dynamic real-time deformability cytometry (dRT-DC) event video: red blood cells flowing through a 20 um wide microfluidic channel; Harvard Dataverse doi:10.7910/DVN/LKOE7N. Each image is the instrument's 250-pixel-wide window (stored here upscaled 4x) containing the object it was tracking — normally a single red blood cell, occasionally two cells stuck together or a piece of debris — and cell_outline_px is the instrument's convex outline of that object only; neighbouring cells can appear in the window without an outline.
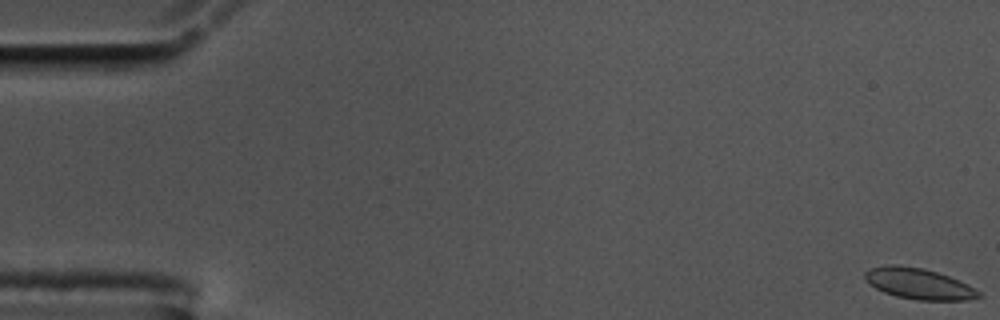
{"species": "common noctule bat (a hibernating species)", "species_latin": "Nyctalus noctula", "temperature_condition": "cold", "stored_images_in_passage": 31, "camera_frame_rate_fps": 3000, "um_per_image_px": 0.085, "animal": {"sex": "male", "body_mass_g": 17.5, "forearm_length_mm": 52.3}, "frame": {"image": 1, "passage_image": 1, "time_ms": 0.0, "image_size_px": [1000, 320], "cell_outline_px": [[980, 296], [968, 300], [916, 300], [896, 296], [884, 292], [868, 284], [864, 276], [864, 272], [872, 268], [888, 264], [896, 264], [924, 268], [948, 276], [968, 284], [980, 292]], "centroid_in_image_um": [78.07, 24.11], "position_along_channel_um": 6.9, "area_um2": 20.46}}
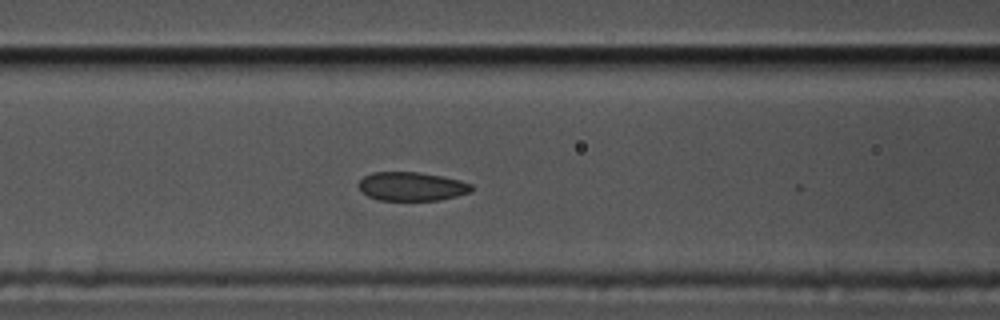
{"frame": {"image": 2, "passage_image": 24, "time_ms": 7.667, "image_size_px": [1000, 320], "cell_outline_px": [[472, 192], [440, 200], [380, 200], [368, 196], [356, 184], [364, 176], [372, 172], [416, 172], [440, 176], [460, 180], [472, 184]], "centroid_in_image_um": [34.99, 15.84], "position_along_channel_um": 131.6, "area_um2": 18.84}}
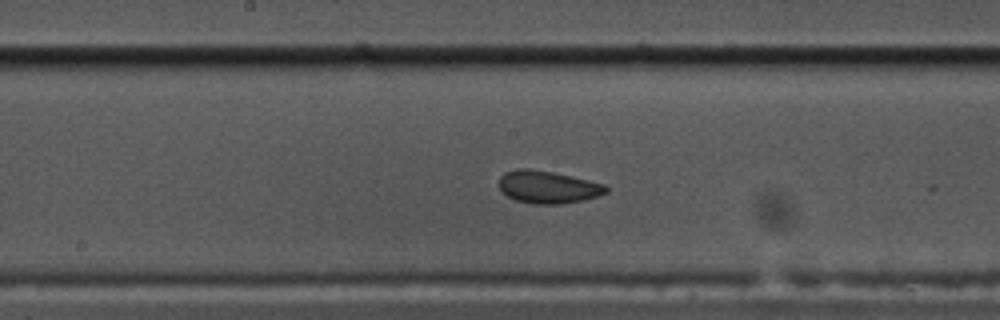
{"frame": {"image": 3, "passage_image": 30, "time_ms": 9.667, "image_size_px": [1000, 320], "cell_outline_px": [[608, 192], [584, 200], [564, 204], [532, 204], [516, 200], [500, 192], [500, 176], [504, 172], [516, 168], [528, 168], [552, 172], [588, 180], [604, 184], [608, 188]], "centroid_in_image_um": [46.54, 15.9], "position_along_channel_um": 201.7, "area_um2": 20.35}}